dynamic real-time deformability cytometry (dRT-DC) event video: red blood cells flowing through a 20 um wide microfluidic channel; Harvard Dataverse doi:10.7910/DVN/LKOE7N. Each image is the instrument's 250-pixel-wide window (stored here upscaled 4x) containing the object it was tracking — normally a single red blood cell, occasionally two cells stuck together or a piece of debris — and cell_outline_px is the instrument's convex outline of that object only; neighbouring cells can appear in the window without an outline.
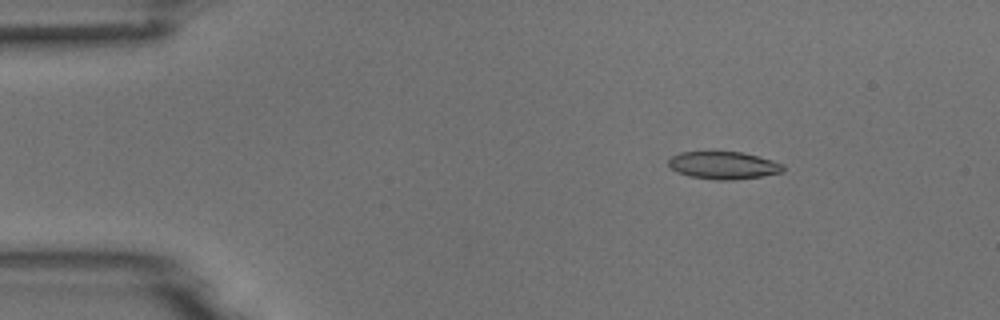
{"species": "common noctule bat (a hibernating species)", "species_latin": "Nyctalus noctula", "temperature_condition": "room temperature", "stored_images_in_passage": 4, "camera_frame_rate_fps": 3000, "um_per_image_px": 0.085, "animal": {"sex": "male", "body_mass_g": 18.8}, "frame": {"image": 1, "passage_image": 3, "time_ms": 2.0, "image_size_px": [1000, 320], "cell_outline_px": [[784, 172], [760, 176], [732, 180], [716, 180], [688, 176], [676, 172], [668, 164], [668, 160], [672, 156], [680, 152], [740, 152], [772, 160], [784, 164]], "centroid_in_image_um": [61.48, 14.06], "position_along_channel_um": 23.5, "area_um2": 18.32}}